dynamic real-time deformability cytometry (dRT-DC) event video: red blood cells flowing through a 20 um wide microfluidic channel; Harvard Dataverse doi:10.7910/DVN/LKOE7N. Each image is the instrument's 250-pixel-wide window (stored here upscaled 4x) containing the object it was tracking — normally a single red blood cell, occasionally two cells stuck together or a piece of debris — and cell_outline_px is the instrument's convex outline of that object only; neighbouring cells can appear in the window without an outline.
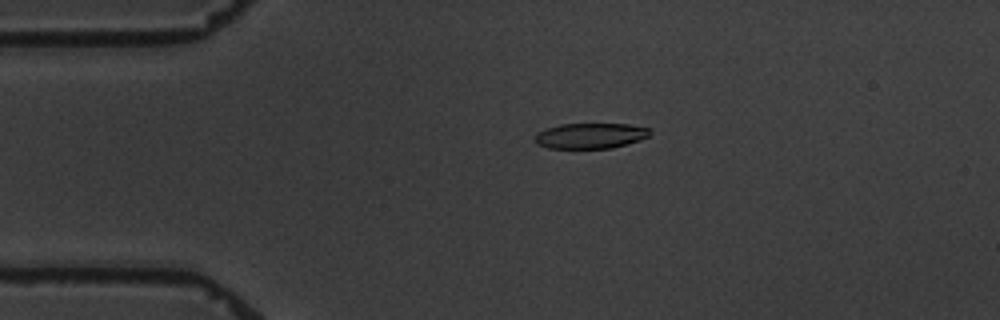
{"species": "common noctule bat (a hibernating species)", "species_latin": "Nyctalus noctula", "temperature_condition": "warm", "stored_images_in_passage": 7, "camera_frame_rate_fps": 3000, "um_per_image_px": 0.085, "animal": {"sex": "male", "body_mass_g": 19.5, "forearm_length_mm": 54.6}, "frame": {"image": 1, "passage_image": 4, "time_ms": 3.333, "image_size_px": [1000, 320], "cell_outline_px": [[652, 132], [648, 136], [640, 140], [612, 148], [548, 148], [536, 144], [532, 140], [536, 132], [560, 124], [628, 124], [652, 128]], "centroid_in_image_um": [50.17, 11.54], "position_along_channel_um": 34.8, "area_um2": 17.28}}
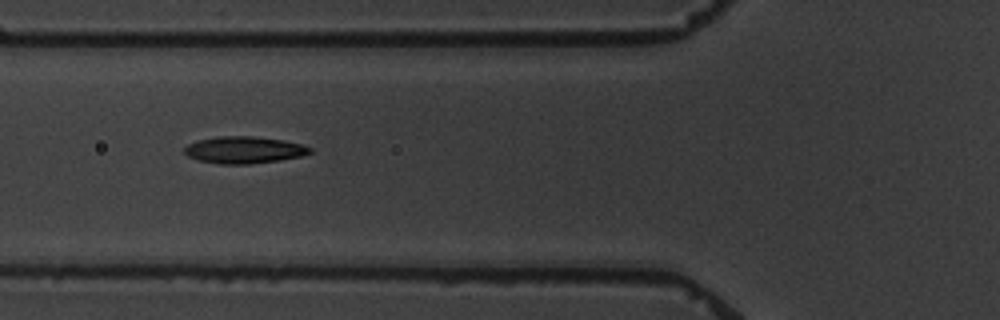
{"frame": {"image": 2, "passage_image": 6, "time_ms": 6.333, "image_size_px": [1000, 320], "cell_outline_px": [[312, 152], [300, 156], [280, 160], [248, 164], [220, 164], [196, 160], [188, 156], [184, 152], [184, 148], [188, 144], [196, 140], [216, 136], [252, 136], [284, 140], [304, 144], [312, 148]], "centroid_in_image_um": [20.73, 12.74], "position_along_channel_um": 105.1, "area_um2": 19.88}}
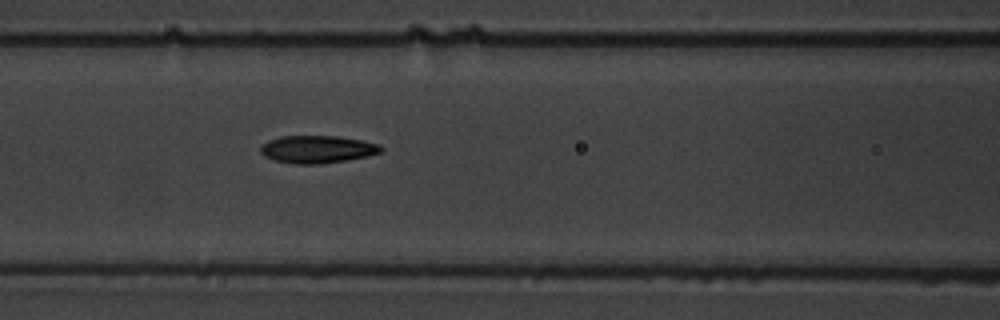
{"frame": {"image": 3, "passage_image": 7, "time_ms": 7.333, "image_size_px": [1000, 320], "cell_outline_px": [[384, 148], [380, 152], [368, 156], [320, 164], [296, 164], [276, 160], [264, 156], [260, 152], [260, 148], [268, 140], [280, 136], [336, 136], [360, 140], [380, 144]], "centroid_in_image_um": [26.97, 12.68], "position_along_channel_um": 139.6, "area_um2": 19.19}}